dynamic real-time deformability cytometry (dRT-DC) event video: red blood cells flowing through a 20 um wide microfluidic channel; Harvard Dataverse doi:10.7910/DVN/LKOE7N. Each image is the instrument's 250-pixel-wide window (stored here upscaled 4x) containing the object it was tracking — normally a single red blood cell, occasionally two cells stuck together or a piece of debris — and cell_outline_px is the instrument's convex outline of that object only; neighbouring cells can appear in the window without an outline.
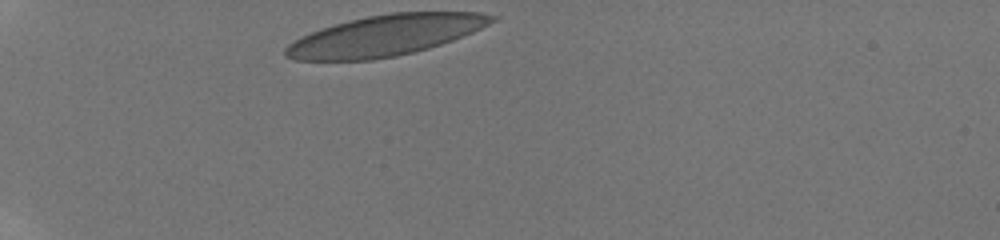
{"species": "human", "species_latin": "Homo sapiens", "temperature_condition": "room temperature", "stored_images_in_passage": 44, "camera_frame_rate_fps": 3000, "um_per_image_px": 0.085, "donor": {"sex": "male"}, "frame": {"image": 1, "passage_image": 1, "time_ms": 0.0, "image_size_px": [1000, 240], "cell_outline_px": [[500, 16], [496, 20], [472, 32], [452, 40], [428, 48], [396, 56], [372, 60], [296, 60], [284, 56], [284, 48], [288, 44], [312, 32], [348, 20], [368, 16], [392, 12], [480, 12]], "centroid_in_image_um": [32.77, 3.01], "position_along_channel_um": 52.2, "area_um2": 48.55}}
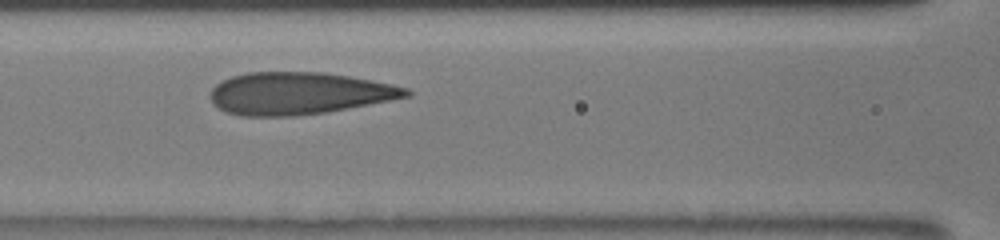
{"frame": {"image": 2, "passage_image": 15, "time_ms": 3.333, "image_size_px": [1000, 240], "cell_outline_px": [[412, 96], [392, 100], [328, 112], [296, 116], [240, 116], [228, 112], [220, 108], [212, 100], [212, 88], [216, 84], [232, 76], [248, 72], [324, 72], [348, 76], [392, 84], [408, 88], [412, 92]], "centroid_in_image_um": [25.46, 7.94], "position_along_channel_um": 141.1, "area_um2": 48.09}}
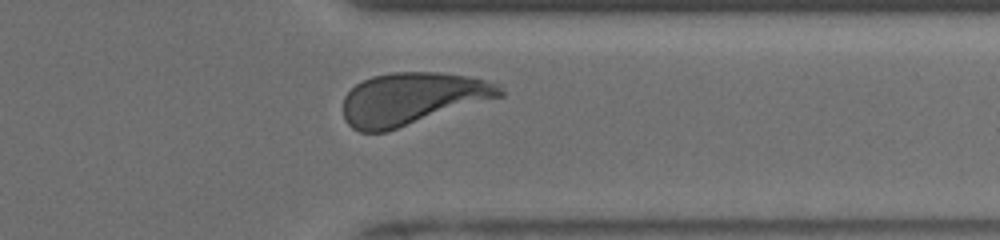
{"frame": {"image": 3, "passage_image": 38, "time_ms": 9.333, "image_size_px": [1000, 240], "cell_outline_px": [[504, 96], [388, 132], [360, 132], [352, 128], [344, 120], [344, 96], [356, 84], [372, 76], [392, 72], [440, 72], [464, 76], [484, 80], [500, 84], [504, 88]], "centroid_in_image_um": [35.05, 8.4], "position_along_channel_um": 376.3, "area_um2": 48.15}, "authors_computed_cell_mechanics": {"area_um2": 47.9162, "velocity_mm_per_s": 3.9252, "shape_relaxation_time_tau1_ms": 3.9207, "shape_relaxation_time_tau2_ms": null, "deformation_change_tau1": 0.1561, "deformation_change_tau2": null}}